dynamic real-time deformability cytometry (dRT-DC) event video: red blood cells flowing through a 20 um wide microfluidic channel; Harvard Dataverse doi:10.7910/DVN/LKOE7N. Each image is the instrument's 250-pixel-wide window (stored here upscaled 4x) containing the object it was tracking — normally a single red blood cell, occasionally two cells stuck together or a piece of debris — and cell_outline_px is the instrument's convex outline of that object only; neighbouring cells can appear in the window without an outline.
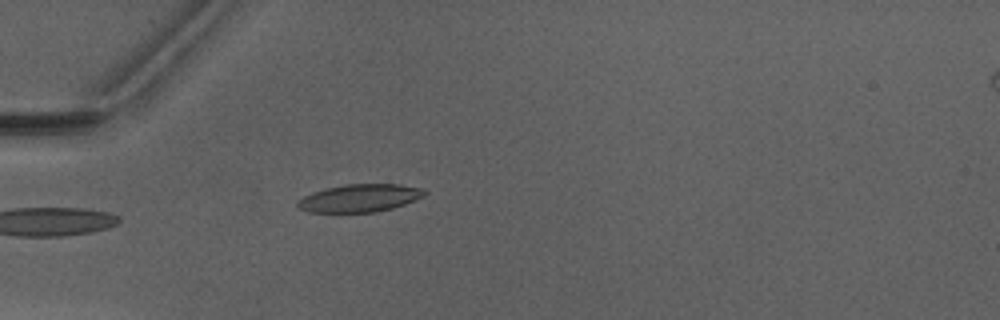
{"species": "Egyptian fruit bat (a non-hibernating species)", "species_latin": "Rousettus aegyptiacus", "temperature_condition": "warm", "stored_images_in_passage": 3, "camera_frame_rate_fps": 3000, "um_per_image_px": 0.085, "animal": {"sex": "male"}, "frame": {"image": 1, "passage_image": 3, "time_ms": 2.333, "image_size_px": [1000, 320], "cell_outline_px": [[428, 192], [424, 196], [404, 204], [392, 208], [376, 212], [308, 212], [300, 208], [296, 204], [304, 196], [312, 192], [328, 188], [348, 184], [400, 184], [424, 188]], "centroid_in_image_um": [30.62, 16.83], "position_along_channel_um": 54.4, "area_um2": 20.4}}